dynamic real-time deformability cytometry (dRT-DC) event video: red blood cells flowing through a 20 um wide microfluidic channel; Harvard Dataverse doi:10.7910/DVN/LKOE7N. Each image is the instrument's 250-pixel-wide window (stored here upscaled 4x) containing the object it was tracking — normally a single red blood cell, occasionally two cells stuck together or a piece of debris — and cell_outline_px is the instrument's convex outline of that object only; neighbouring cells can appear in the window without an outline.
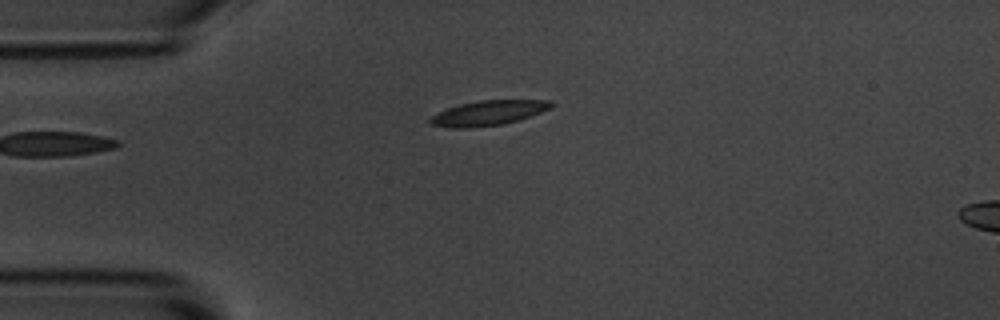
{"species": "common noctule bat (a hibernating species)", "species_latin": "Nyctalus noctula", "temperature_condition": "room temperature", "stored_images_in_passage": 6, "camera_frame_rate_fps": 3000, "um_per_image_px": 0.085, "animal": {"sex": "male", "body_mass_g": 20.1, "forearm_length_mm": 53.5}, "frame": {"image": 1, "passage_image": 6, "time_ms": 6.667, "image_size_px": [1000, 320], "cell_outline_px": [[556, 104], [552, 108], [520, 120], [504, 124], [468, 128], [452, 128], [432, 124], [428, 120], [436, 112], [460, 104], [480, 100], [552, 100]], "centroid_in_image_um": [41.56, 9.6], "position_along_channel_um": 43.4, "area_um2": 17.69}}